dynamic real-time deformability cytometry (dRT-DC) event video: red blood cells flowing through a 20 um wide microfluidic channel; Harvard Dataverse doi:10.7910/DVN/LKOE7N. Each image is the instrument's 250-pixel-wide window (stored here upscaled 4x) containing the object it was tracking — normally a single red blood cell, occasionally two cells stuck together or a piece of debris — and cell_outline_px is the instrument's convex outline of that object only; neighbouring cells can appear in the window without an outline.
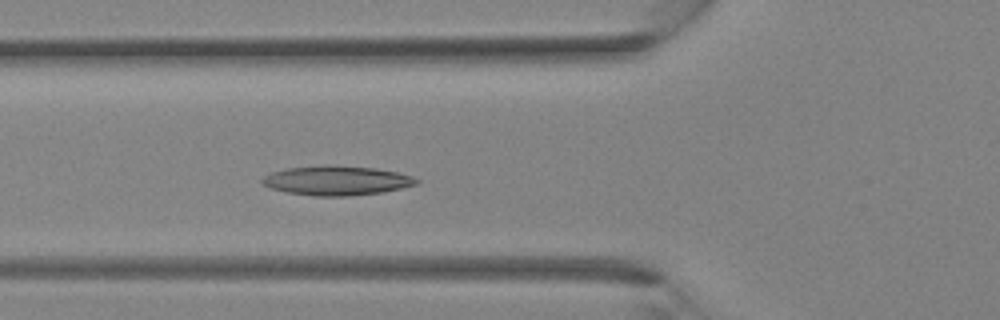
{"species": "Egyptian fruit bat (a non-hibernating species)", "species_latin": "Rousettus aegyptiacus", "temperature_condition": "room temperature", "stored_images_in_passage": 28, "camera_frame_rate_fps": 3000, "um_per_image_px": 0.085, "animal": {"sex": "female"}, "frame": {"image": 1, "passage_image": 5, "time_ms": 1.333, "image_size_px": [1000, 320], "cell_outline_px": [[420, 184], [380, 192], [348, 196], [316, 196], [288, 192], [272, 188], [260, 184], [260, 180], [264, 176], [272, 172], [288, 168], [324, 164], [376, 168], [396, 172], [412, 176], [420, 180]], "centroid_in_image_um": [28.61, 15.33], "position_along_channel_um": 97.2, "area_um2": 26.47}}
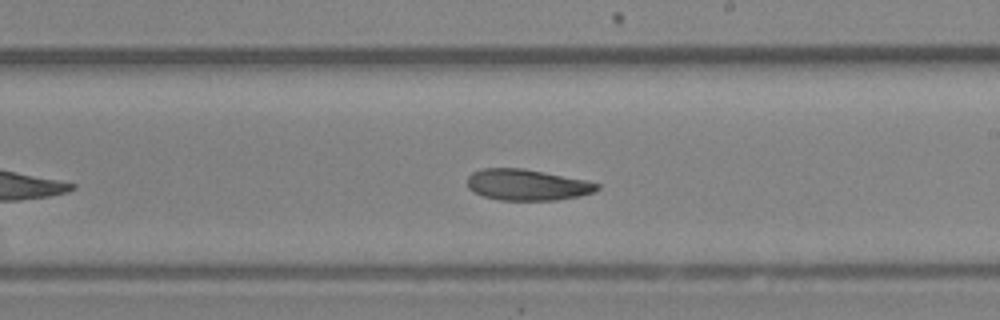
{"frame": {"image": 2, "passage_image": 13, "time_ms": 4.0, "image_size_px": [1000, 320], "cell_outline_px": [[600, 188], [596, 192], [580, 196], [556, 200], [500, 200], [484, 196], [468, 188], [468, 176], [472, 172], [484, 168], [520, 168], [544, 172], [584, 180], [600, 184]], "centroid_in_image_um": [44.82, 15.71], "position_along_channel_um": 244.2, "area_um2": 23.41}}
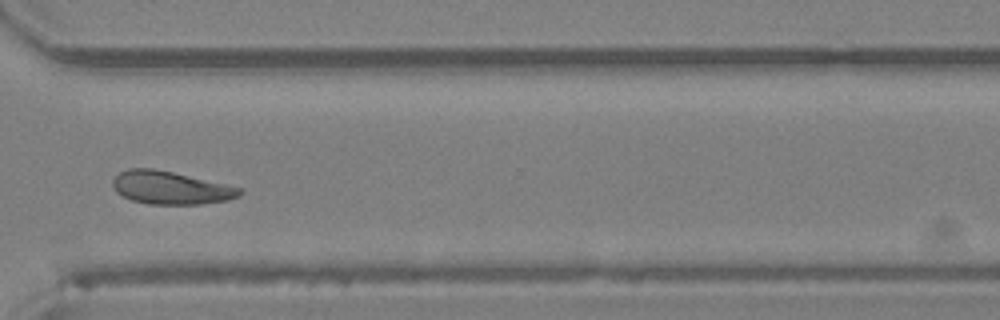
{"frame": {"image": 3, "passage_image": 19, "time_ms": 6.0, "image_size_px": [1000, 320], "cell_outline_px": [[244, 192], [240, 196], [228, 200], [200, 204], [148, 204], [132, 200], [116, 192], [112, 184], [112, 180], [120, 172], [128, 168], [152, 168], [172, 172], [244, 188]], "centroid_in_image_um": [14.53, 15.96], "position_along_channel_um": 356.1, "area_um2": 24.39}}